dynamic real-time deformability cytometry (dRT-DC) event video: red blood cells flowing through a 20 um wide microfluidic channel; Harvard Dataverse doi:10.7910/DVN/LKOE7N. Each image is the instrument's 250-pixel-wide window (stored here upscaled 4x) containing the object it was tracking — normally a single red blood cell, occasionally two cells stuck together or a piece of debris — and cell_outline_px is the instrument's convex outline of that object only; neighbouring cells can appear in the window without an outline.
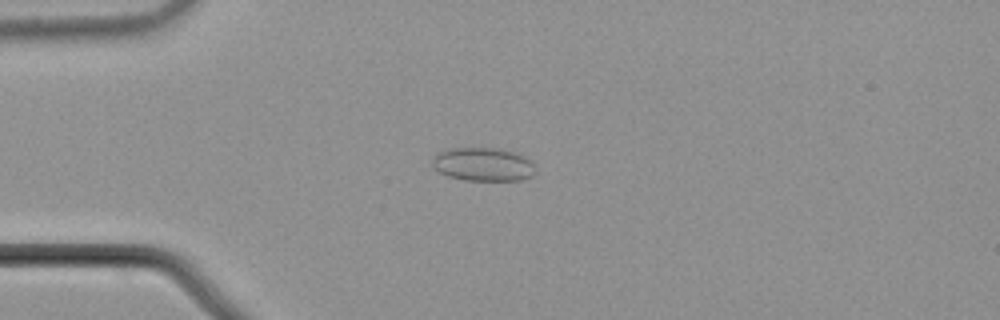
{"species": "common noctule bat (a hibernating species)", "species_latin": "Nyctalus noctula", "temperature_condition": "cold", "stored_images_in_passage": 57, "camera_frame_rate_fps": 3000, "um_per_image_px": 0.085, "animal": {"sex": "male", "body_mass_g": 21.5, "forearm_length_mm": 52.0}, "frame": {"image": 1, "passage_image": 16, "time_ms": 5.0, "image_size_px": [1000, 320], "cell_outline_px": [[536, 172], [532, 176], [520, 180], [464, 180], [448, 176], [440, 172], [432, 164], [432, 160], [440, 152], [452, 148], [500, 148], [516, 152], [532, 160]], "centroid_in_image_um": [41.13, 13.97], "position_along_channel_um": 43.9, "area_um2": 20.11}}
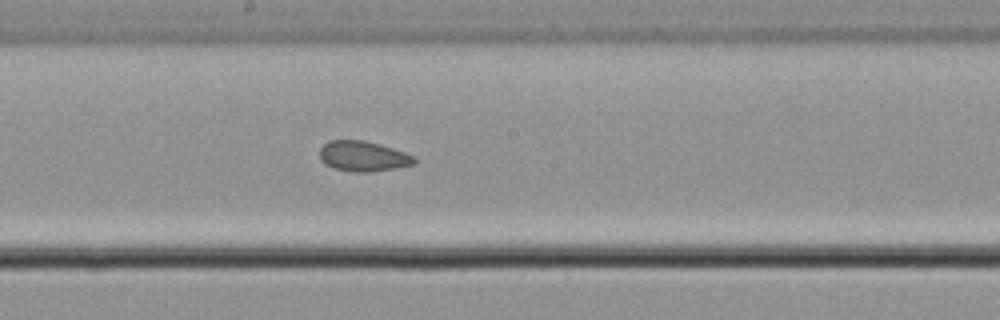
{"frame": {"image": 2, "passage_image": 32, "time_ms": 10.333, "image_size_px": [1000, 320], "cell_outline_px": [[416, 164], [396, 168], [368, 172], [356, 172], [332, 168], [324, 164], [320, 160], [320, 148], [328, 140], [364, 140], [392, 148], [416, 156]], "centroid_in_image_um": [30.86, 13.28], "position_along_channel_um": 217.3, "area_um2": 16.82}}
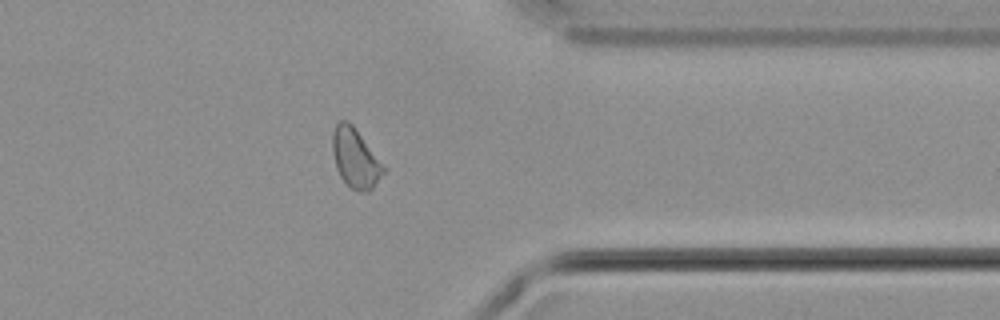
{"frame": {"image": 3, "passage_image": 46, "time_ms": 15.0, "image_size_px": [1000, 320], "cell_outline_px": [[384, 172], [372, 188], [368, 192], [360, 192], [352, 188], [340, 176], [336, 168], [332, 152], [332, 132], [336, 124], [340, 120], [348, 120], [352, 124], [384, 168]], "centroid_in_image_um": [30.15, 13.43], "position_along_channel_um": 381.3, "area_um2": 17.11}, "authors_computed_cell_mechanics": {"area_um2": 17.9758, "velocity_mm_per_s": 3.7001, "shape_relaxation_time_tau1_ms": null, "shape_relaxation_time_tau2_ms": 2.6544, "deformation_change_tau1": null, "deformation_change_tau2": 0.0481}}